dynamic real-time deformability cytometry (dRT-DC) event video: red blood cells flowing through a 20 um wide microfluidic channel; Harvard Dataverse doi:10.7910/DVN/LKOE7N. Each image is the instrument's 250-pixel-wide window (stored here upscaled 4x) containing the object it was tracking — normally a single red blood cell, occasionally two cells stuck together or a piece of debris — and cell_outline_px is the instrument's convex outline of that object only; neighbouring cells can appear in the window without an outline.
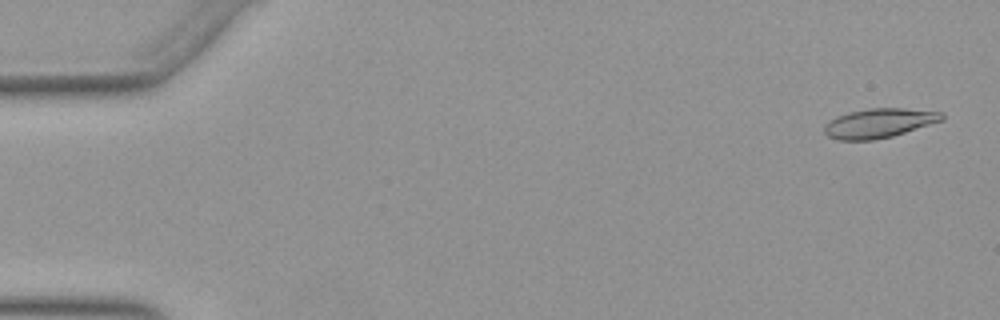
{"species": "Egyptian fruit bat (a non-hibernating species)", "species_latin": "Rousettus aegyptiacus", "temperature_condition": "warm", "stored_images_in_passage": 52, "camera_frame_rate_fps": 3000, "um_per_image_px": 0.085, "animal": {"sex": "female"}, "frame": {"image": 1, "passage_image": 2, "time_ms": 0.333, "image_size_px": [1000, 320], "cell_outline_px": [[944, 120], [892, 136], [872, 140], [840, 140], [828, 136], [824, 132], [824, 124], [836, 116], [848, 112], [868, 108], [904, 108], [944, 112]], "centroid_in_image_um": [74.72, 10.45], "position_along_channel_um": 10.3, "area_um2": 20.17}}
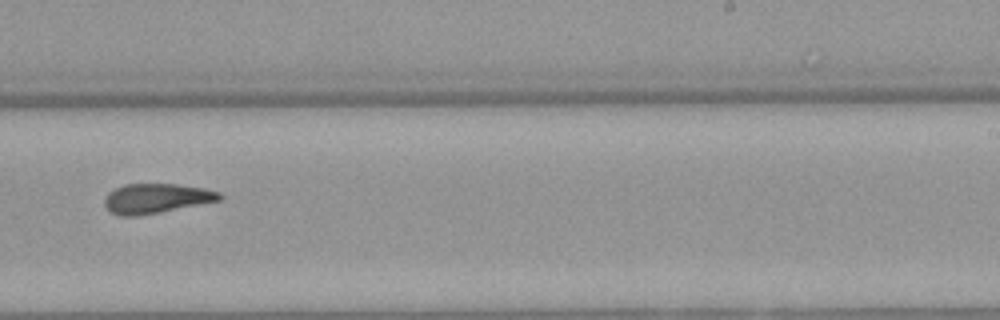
{"frame": {"image": 2, "passage_image": 33, "time_ms": 10.667, "image_size_px": [1000, 320], "cell_outline_px": [[224, 196], [220, 200], [160, 212], [136, 216], [120, 216], [112, 212], [104, 204], [104, 196], [108, 192], [124, 184], [176, 184], [204, 188], [220, 192]], "centroid_in_image_um": [13.27, 16.86], "position_along_channel_um": 275.7, "area_um2": 19.83}}
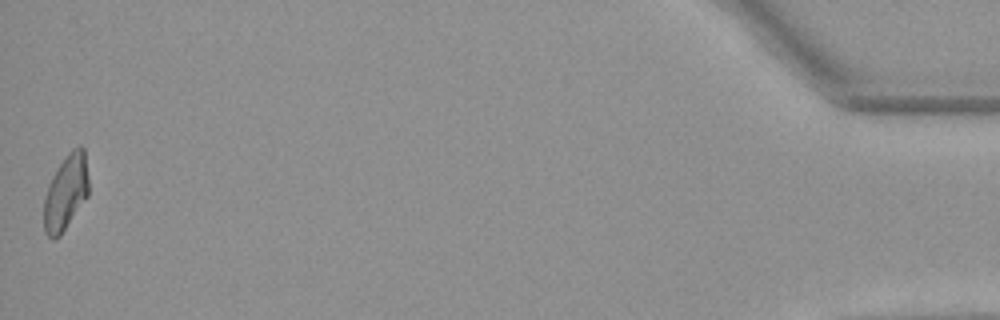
{"frame": {"image": 3, "passage_image": 52, "time_ms": 17.0, "image_size_px": [1000, 320], "cell_outline_px": [[88, 196], [60, 236], [52, 240], [44, 232], [44, 196], [48, 184], [52, 176], [68, 152], [72, 148], [80, 144], [84, 148], [88, 176]], "centroid_in_image_um": [5.59, 16.35], "position_along_channel_um": 429.6, "area_um2": 19.77}, "authors_computed_cell_mechanics": {"area_um2": 19.941, "velocity_mm_per_s": 3.9251, "shape_relaxation_time_tau1_ms": null, "shape_relaxation_time_tau2_ms": 4.4098, "deformation_change_tau1": null, "deformation_change_tau2": 0.1389}}